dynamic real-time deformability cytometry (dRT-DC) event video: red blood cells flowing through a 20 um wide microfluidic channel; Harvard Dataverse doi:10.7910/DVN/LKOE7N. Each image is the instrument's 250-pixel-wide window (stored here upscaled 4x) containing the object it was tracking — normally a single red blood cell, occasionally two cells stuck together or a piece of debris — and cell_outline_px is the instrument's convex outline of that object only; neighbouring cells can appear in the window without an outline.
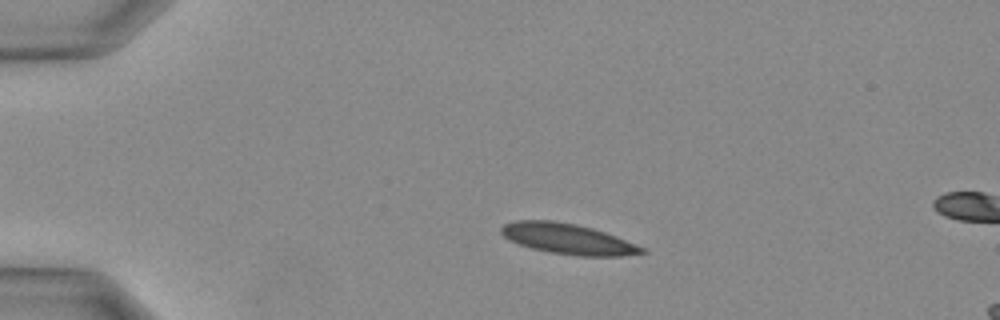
{"species": "Egyptian fruit bat (a non-hibernating species)", "species_latin": "Rousettus aegyptiacus", "temperature_condition": "warm", "stored_images_in_passage": 10, "camera_frame_rate_fps": 3000, "um_per_image_px": 0.085, "animal": {"sex": "female"}, "frame": {"image": 1, "passage_image": 7, "time_ms": 2.0, "image_size_px": [1000, 320], "cell_outline_px": [[648, 252], [620, 256], [580, 256], [548, 252], [532, 248], [520, 244], [504, 236], [500, 232], [500, 228], [504, 224], [516, 220], [552, 220], [576, 224], [592, 228], [616, 236], [648, 248]], "centroid_in_image_um": [48.31, 20.3], "position_along_channel_um": 36.7, "area_um2": 25.03}}